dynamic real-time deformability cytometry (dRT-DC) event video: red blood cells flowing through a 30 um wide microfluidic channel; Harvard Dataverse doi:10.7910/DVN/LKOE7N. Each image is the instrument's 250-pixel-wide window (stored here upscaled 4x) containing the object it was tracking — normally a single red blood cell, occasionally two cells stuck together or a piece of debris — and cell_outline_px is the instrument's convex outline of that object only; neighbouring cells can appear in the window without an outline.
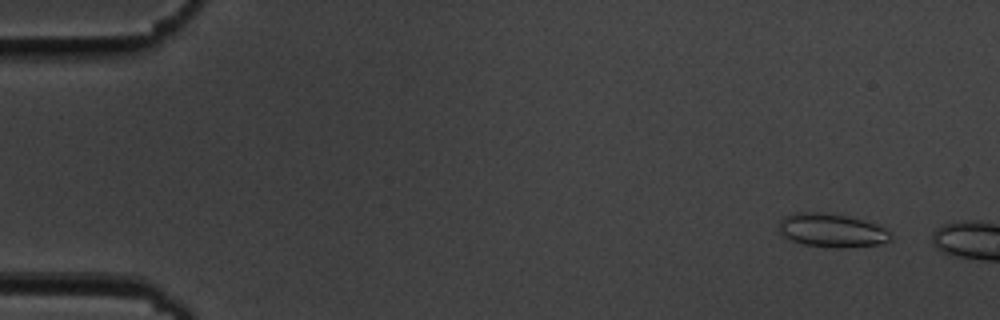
{"species": "common noctule bat (a hibernating species)", "species_latin": "Nyctalus noctula", "temperature_condition": "cold", "stored_images_in_passage": 10, "camera_frame_rate_fps": 3000, "um_per_image_px": 0.085, "animal": {"sex": "male", "body_mass_g": 19.5, "forearm_length_mm": 54.6}, "frame": {"image": 1, "passage_image": 4, "time_ms": 1.0, "image_size_px": [1000, 320], "cell_outline_px": [[892, 240], [880, 244], [840, 248], [804, 244], [792, 240], [784, 236], [780, 232], [780, 220], [784, 216], [792, 212], [828, 212], [848, 216], [864, 220], [876, 224], [892, 232]], "centroid_in_image_um": [70.73, 19.56], "position_along_channel_um": 14.3, "area_um2": 22.02}}